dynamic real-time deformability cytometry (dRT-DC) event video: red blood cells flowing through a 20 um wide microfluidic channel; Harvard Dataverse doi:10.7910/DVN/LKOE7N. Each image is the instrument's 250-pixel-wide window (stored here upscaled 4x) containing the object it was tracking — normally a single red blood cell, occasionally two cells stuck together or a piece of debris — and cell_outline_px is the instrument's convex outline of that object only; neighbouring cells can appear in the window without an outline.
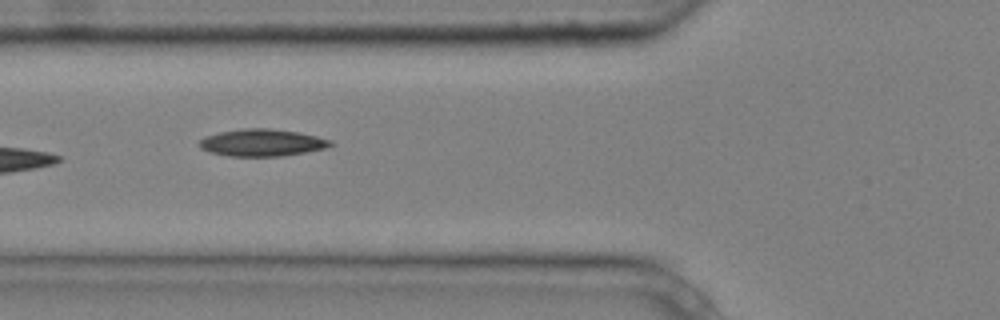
{"species": "common noctule bat (a hibernating species)", "species_latin": "Nyctalus noctula", "temperature_condition": "cold", "stored_images_in_passage": 7, "camera_frame_rate_fps": 3000, "um_per_image_px": 0.085, "animal": {"sex": "male", "body_mass_g": 20.4}, "frame": {"image": 1, "passage_image": 6, "time_ms": 1.667, "image_size_px": [1000, 320], "cell_outline_px": [[336, 144], [324, 148], [304, 152], [280, 156], [228, 156], [208, 152], [200, 148], [200, 140], [204, 136], [220, 132], [244, 128], [272, 128], [300, 132], [332, 140]], "centroid_in_image_um": [22.27, 12.12], "position_along_channel_um": 103.5, "area_um2": 20.81}}